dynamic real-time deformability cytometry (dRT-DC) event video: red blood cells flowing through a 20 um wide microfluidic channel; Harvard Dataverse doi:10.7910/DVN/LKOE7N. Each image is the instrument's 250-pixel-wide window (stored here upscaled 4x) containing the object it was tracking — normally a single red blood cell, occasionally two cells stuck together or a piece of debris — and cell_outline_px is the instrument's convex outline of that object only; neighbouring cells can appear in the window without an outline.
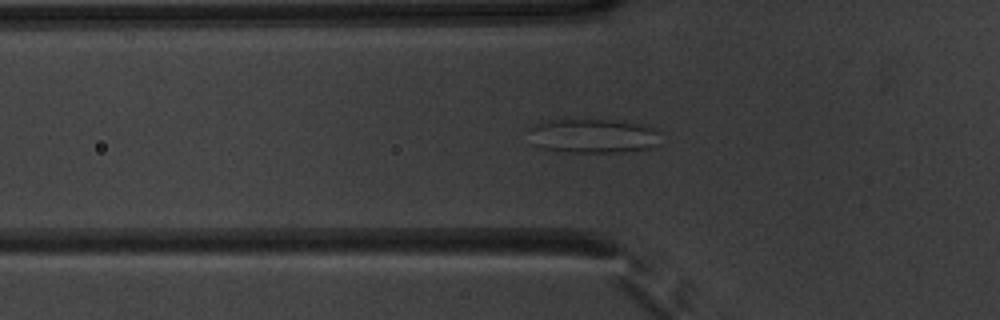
{"species": "common noctule bat (a hibernating species)", "species_latin": "Nyctalus noctula", "temperature_condition": "warm", "stored_images_in_passage": 44, "segment_of_instrument_passage": [1, 2], "camera_frame_rate_fps": 3000, "um_per_image_px": 0.085, "animal": {"sex": "male", "body_mass_g": 20.1, "forearm_length_mm": 53.5}, "frame": {"image": 1, "passage_image": 9, "time_ms": 2.667, "image_size_px": [1000, 320], "cell_outline_px": [[660, 144], [648, 148], [624, 152], [576, 152], [540, 148], [532, 144], [528, 128], [536, 124], [548, 120], [568, 116], [612, 120], [640, 124], [652, 128], [660, 132]], "centroid_in_image_um": [50.37, 11.51], "position_along_channel_um": 75.4, "area_um2": 27.22}}
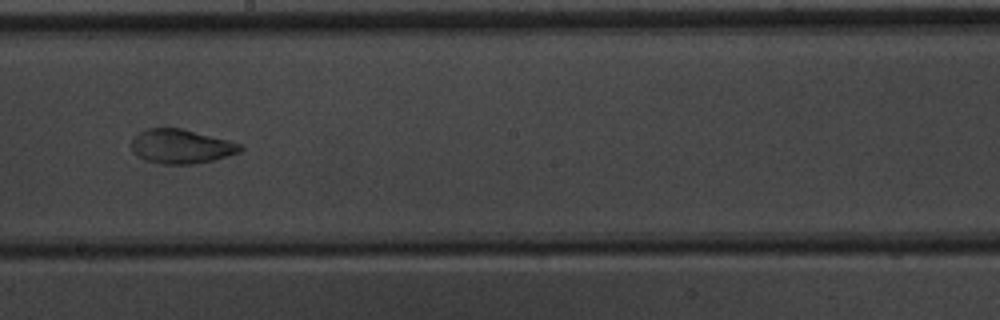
{"frame": {"image": 2, "passage_image": 21, "time_ms": 6.667, "image_size_px": [1000, 320], "cell_outline_px": [[244, 148], [240, 152], [212, 160], [192, 164], [164, 164], [144, 160], [136, 156], [132, 152], [132, 136], [148, 128], [180, 128], [228, 140], [240, 144]], "centroid_in_image_um": [15.35, 12.45], "position_along_channel_um": 232.8, "area_um2": 21.62}}
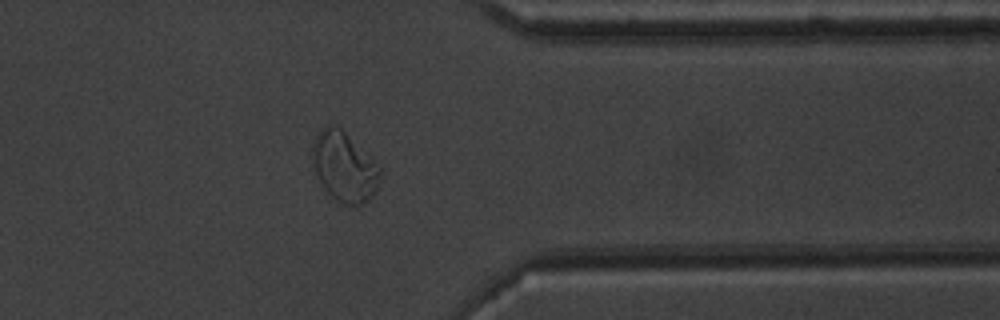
{"frame": {"image": 3, "passage_image": 33, "time_ms": 10.667, "image_size_px": [1000, 320], "cell_outline_px": [[380, 176], [376, 188], [372, 196], [364, 204], [344, 204], [336, 200], [324, 188], [316, 172], [312, 160], [312, 148], [316, 136], [324, 124], [332, 124], [340, 128], [372, 156], [380, 168]], "centroid_in_image_um": [29.27, 14.15], "position_along_channel_um": 382.1, "area_um2": 27.28}}